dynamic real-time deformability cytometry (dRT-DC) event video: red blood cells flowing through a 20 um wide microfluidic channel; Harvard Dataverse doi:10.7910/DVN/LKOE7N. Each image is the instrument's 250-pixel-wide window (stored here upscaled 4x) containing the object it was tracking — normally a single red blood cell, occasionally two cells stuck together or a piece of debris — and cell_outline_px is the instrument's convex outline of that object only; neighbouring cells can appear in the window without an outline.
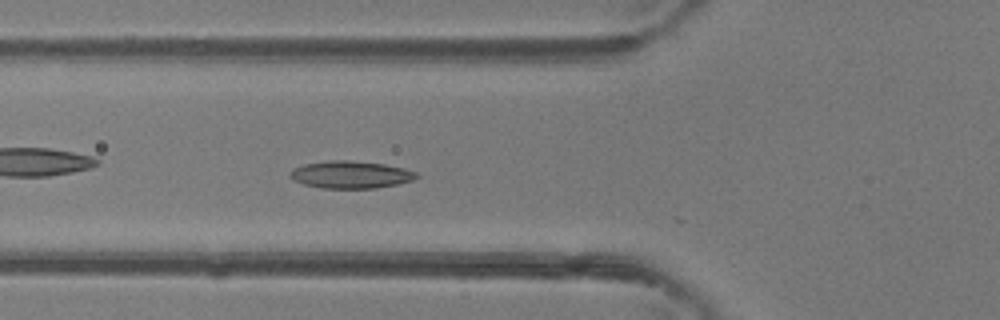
{"species": "common noctule bat (a hibernating species)", "species_latin": "Nyctalus noctula", "temperature_condition": "room temperature", "stored_images_in_passage": 35, "camera_frame_rate_fps": 3000, "um_per_image_px": 0.085, "animal": {"sex": "female"}, "frame": {"image": 1, "passage_image": 5, "time_ms": 1.333, "image_size_px": [1000, 320], "cell_outline_px": [[420, 176], [412, 180], [396, 184], [376, 188], [324, 188], [304, 184], [292, 180], [288, 176], [288, 172], [292, 168], [304, 164], [328, 160], [348, 160], [384, 164], [404, 168], [416, 172]], "centroid_in_image_um": [29.76, 14.84], "position_along_channel_um": 96.0, "area_um2": 20.23}}
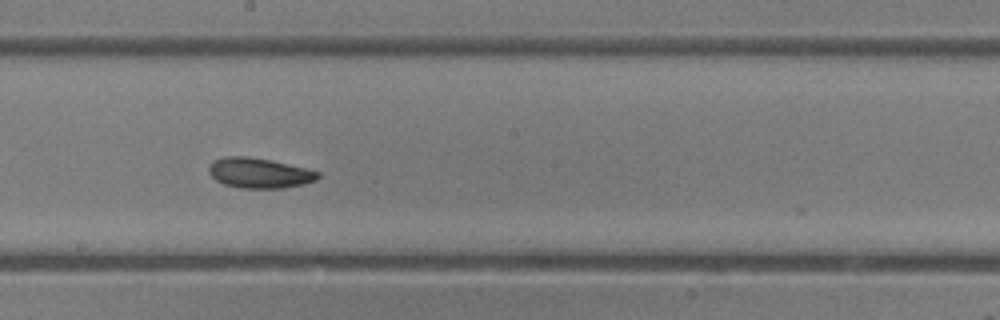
{"frame": {"image": 2, "passage_image": 14, "time_ms": 4.333, "image_size_px": [1000, 320], "cell_outline_px": [[320, 176], [316, 180], [304, 184], [284, 188], [240, 188], [224, 184], [216, 180], [208, 172], [208, 164], [212, 160], [224, 156], [248, 156], [272, 160], [320, 172]], "centroid_in_image_um": [22.0, 14.7], "position_along_channel_um": 226.2, "area_um2": 19.36}}
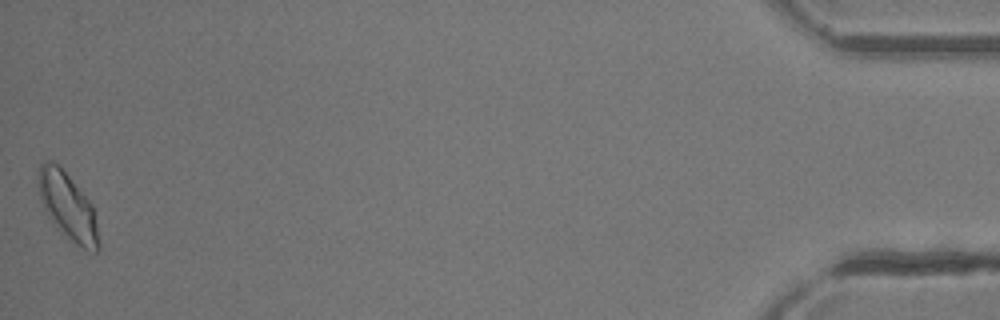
{"frame": {"image": 3, "passage_image": 35, "time_ms": 11.333, "image_size_px": [1000, 320], "cell_outline_px": [[100, 248], [96, 252], [92, 252], [76, 244], [60, 232], [56, 228], [48, 216], [40, 200], [40, 164], [44, 160], [48, 160], [56, 164], [68, 176], [92, 204], [100, 244]], "centroid_in_image_um": [5.78, 17.6], "position_along_channel_um": 429.4, "area_um2": 22.89}, "authors_computed_cell_mechanics": {"area_um2": 19.1896, "velocity_mm_per_s": 4.3247, "shape_relaxation_time_tau1_ms": 2.34, "shape_relaxation_time_tau2_ms": 3.4577, "deformation_change_tau1": 0.1073, "deformation_change_tau2": 0.0767}}